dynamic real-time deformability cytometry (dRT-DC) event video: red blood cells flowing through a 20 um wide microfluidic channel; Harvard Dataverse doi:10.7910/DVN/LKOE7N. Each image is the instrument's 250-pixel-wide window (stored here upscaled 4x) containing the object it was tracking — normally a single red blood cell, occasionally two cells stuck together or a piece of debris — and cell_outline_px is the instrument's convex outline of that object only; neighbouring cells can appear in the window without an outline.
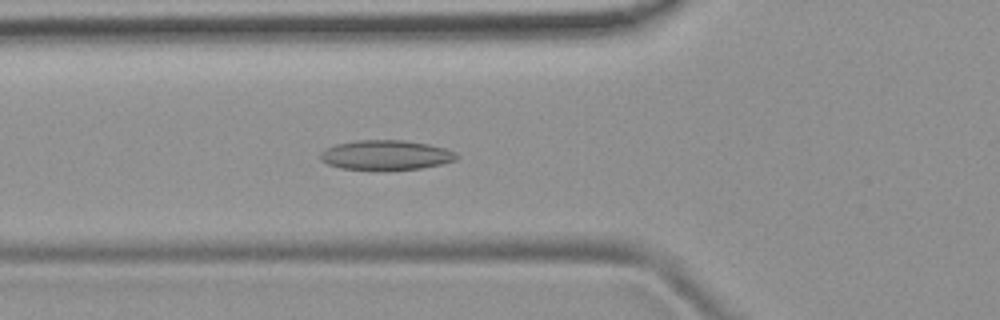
{"species": "common noctule bat (a hibernating species)", "species_latin": "Nyctalus noctula", "temperature_condition": "room temperature", "stored_images_in_passage": 44, "camera_frame_rate_fps": 3000, "um_per_image_px": 0.085, "animal": {"sex": "female", "body_mass_g": 19.9}, "frame": {"image": 1, "passage_image": 11, "time_ms": 3.333, "image_size_px": [1000, 320], "cell_outline_px": [[460, 156], [456, 160], [440, 164], [420, 168], [340, 168], [328, 164], [320, 160], [320, 152], [324, 148], [336, 144], [356, 140], [404, 140], [428, 144], [444, 148], [456, 152]], "centroid_in_image_um": [32.79, 13.14], "position_along_channel_um": 93.0, "area_um2": 23.12}}
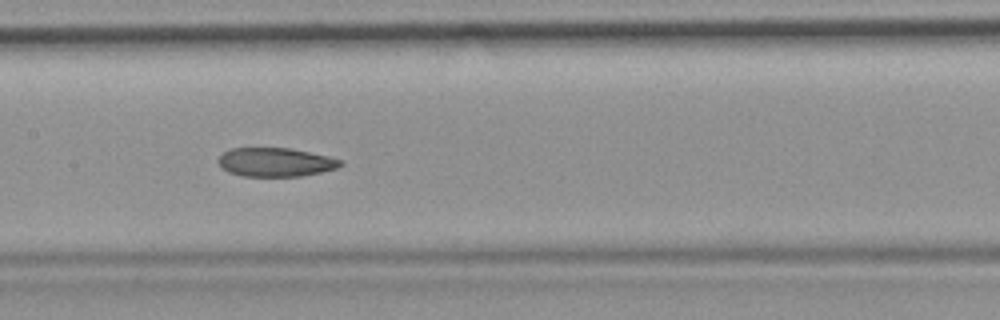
{"frame": {"image": 2, "passage_image": 18, "time_ms": 5.667, "image_size_px": [1000, 320], "cell_outline_px": [[344, 164], [336, 168], [320, 172], [300, 176], [240, 176], [228, 172], [220, 168], [216, 160], [224, 152], [232, 148], [288, 148], [328, 156], [344, 160]], "centroid_in_image_um": [23.39, 13.79], "position_along_channel_um": 184.0, "area_um2": 20.58}}
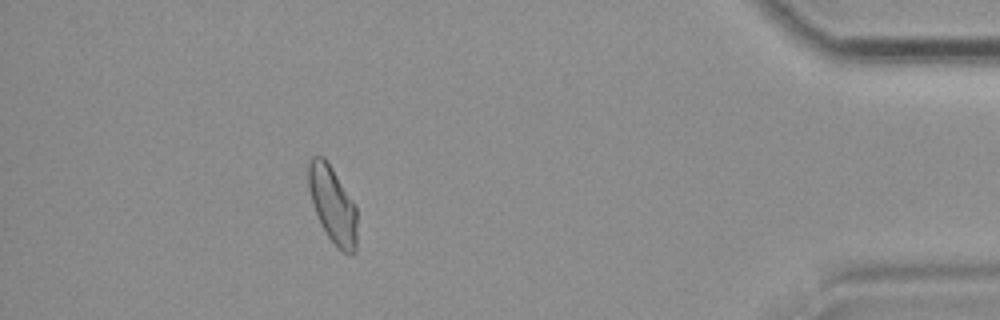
{"frame": {"image": 3, "passage_image": 39, "time_ms": 12.667, "image_size_px": [1000, 320], "cell_outline_px": [[356, 252], [352, 256], [336, 248], [320, 224], [312, 204], [308, 188], [308, 160], [312, 156], [324, 156], [356, 204]], "centroid_in_image_um": [28.27, 17.41], "position_along_channel_um": 406.9, "area_um2": 22.08}, "authors_computed_cell_mechanics": {"area_um2": 22.1374, "velocity_mm_per_s": 3.8969, "shape_relaxation_time_tau1_ms": null, "shape_relaxation_time_tau2_ms": 3.4893, "deformation_change_tau1": null, "deformation_change_tau2": 0.0961}}